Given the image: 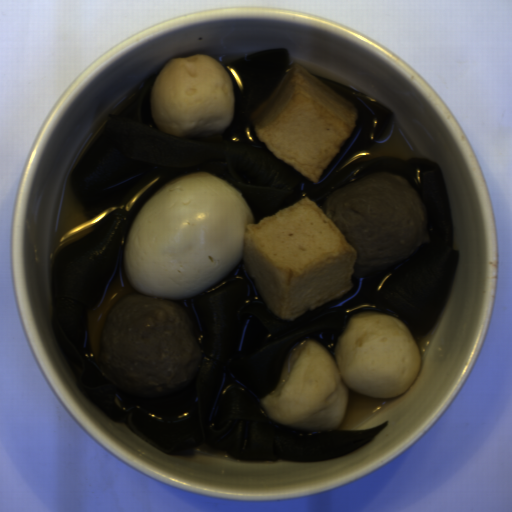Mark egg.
Returning a JSON list of instances; mask_svg holds the SVG:
<instances>
[{"mask_svg": "<svg viewBox=\"0 0 512 512\" xmlns=\"http://www.w3.org/2000/svg\"><path fill=\"white\" fill-rule=\"evenodd\" d=\"M255 224L235 186L188 175L159 189L132 221L122 264L137 293L184 299L212 287L243 259Z\"/></svg>", "mask_w": 512, "mask_h": 512, "instance_id": "d2b9013d", "label": "egg"}]
</instances>
